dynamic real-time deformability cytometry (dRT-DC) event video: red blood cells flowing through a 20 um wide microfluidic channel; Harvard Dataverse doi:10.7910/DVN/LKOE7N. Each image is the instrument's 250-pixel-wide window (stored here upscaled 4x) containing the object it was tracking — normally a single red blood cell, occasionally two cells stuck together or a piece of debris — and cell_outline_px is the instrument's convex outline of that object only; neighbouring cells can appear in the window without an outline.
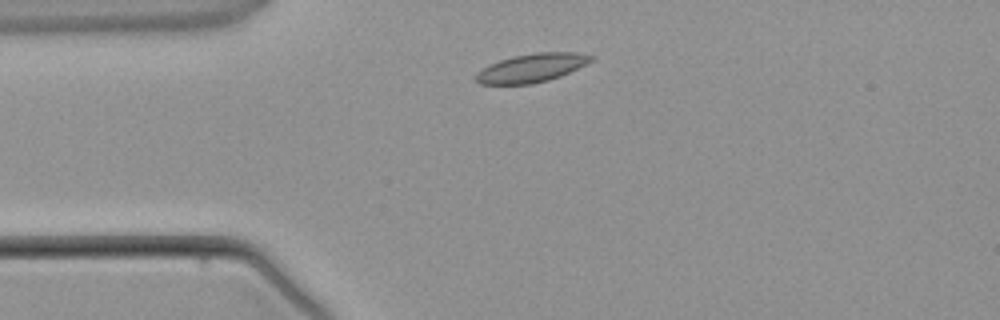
{"species": "common noctule bat (a hibernating species)", "species_latin": "Nyctalus noctula", "temperature_condition": "warm", "stored_images_in_passage": 1, "camera_frame_rate_fps": 3000, "um_per_image_px": 0.085, "animal": {"sex": "male", "body_mass_g": 21.5, "forearm_length_mm": 52.0}, "frame": {"image": 1, "passage_image": 1, "time_ms": 0.0, "image_size_px": [1000, 320], "cell_outline_px": [[596, 56], [592, 60], [560, 76], [548, 80], [532, 84], [480, 84], [476, 80], [476, 72], [488, 64], [512, 56], [536, 52], [576, 52]], "centroid_in_image_um": [45.16, 5.76], "position_along_channel_um": 39.8, "area_um2": 19.07}}